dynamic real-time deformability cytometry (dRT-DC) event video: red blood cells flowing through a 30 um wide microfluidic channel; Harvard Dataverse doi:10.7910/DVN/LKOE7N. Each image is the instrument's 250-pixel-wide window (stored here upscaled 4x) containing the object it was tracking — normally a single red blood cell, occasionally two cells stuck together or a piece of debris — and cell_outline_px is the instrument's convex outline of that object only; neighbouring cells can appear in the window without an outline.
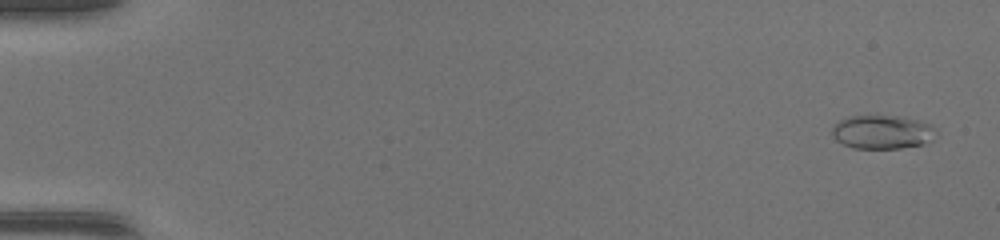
{"species": "common noctule bat (a hibernating species)", "species_latin": "Nyctalus noctula", "temperature_condition": "warm", "stored_images_in_passage": 47, "camera_frame_rate_fps": 3000, "um_per_image_px": 0.085, "animal": {"sex": "female", "body_mass_g": 17.0, "forearm_length_mm": 48.0}, "frame": {"image": 1, "passage_image": 2, "time_ms": 0.333, "image_size_px": [1000, 240], "cell_outline_px": [[936, 132], [932, 140], [924, 144], [900, 148], [852, 148], [836, 140], [832, 136], [832, 128], [840, 120], [852, 116], [876, 112], [900, 116], [932, 124], [936, 128]], "centroid_in_image_um": [75.0, 11.18], "position_along_channel_um": 10.0, "area_um2": 21.1}}
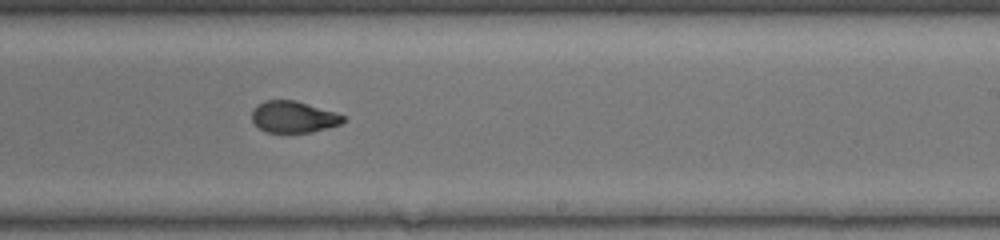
{"frame": {"image": 2, "passage_image": 30, "time_ms": 9.667, "image_size_px": [1000, 240], "cell_outline_px": [[348, 120], [340, 124], [312, 132], [264, 132], [252, 120], [252, 108], [256, 104], [264, 100], [296, 100], [336, 112], [344, 116]], "centroid_in_image_um": [24.95, 9.92], "position_along_channel_um": 264.1, "area_um2": 16.94}}
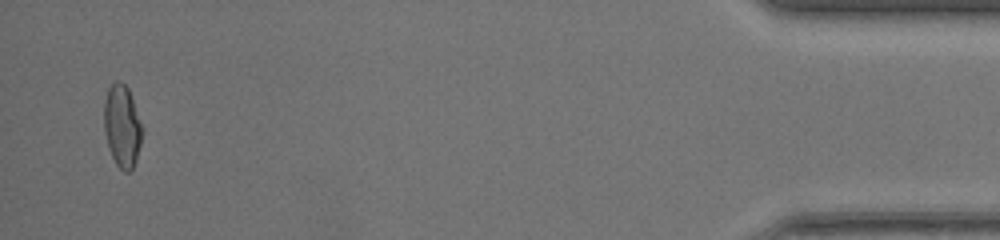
{"frame": {"image": 3, "passage_image": 46, "time_ms": 15.0, "image_size_px": [1000, 240], "cell_outline_px": [[144, 128], [136, 160], [132, 172], [124, 172], [116, 164], [112, 156], [108, 144], [104, 128], [104, 100], [108, 88], [116, 80], [120, 80], [128, 88]], "centroid_in_image_um": [10.4, 10.71], "position_along_channel_um": 424.8, "area_um2": 18.44}}